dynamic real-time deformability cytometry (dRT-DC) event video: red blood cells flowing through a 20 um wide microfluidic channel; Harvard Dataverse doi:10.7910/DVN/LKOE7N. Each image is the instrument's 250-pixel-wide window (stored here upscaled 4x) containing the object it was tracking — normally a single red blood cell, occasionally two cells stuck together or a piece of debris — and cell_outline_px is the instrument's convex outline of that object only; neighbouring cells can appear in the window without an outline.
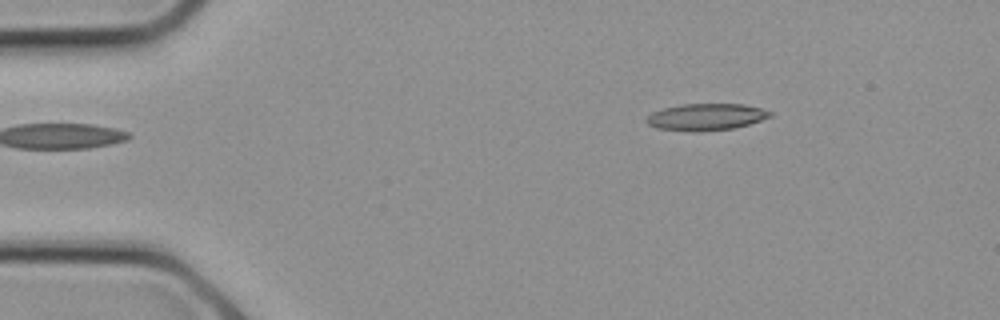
{"species": "common noctule bat (a hibernating species)", "species_latin": "Nyctalus noctula", "temperature_condition": "cold", "stored_images_in_passage": 2, "camera_frame_rate_fps": 3000, "um_per_image_px": 0.085, "animal": {"sex": "female", "body_mass_g": 21.9}, "frame": {"image": 1, "passage_image": 2, "time_ms": 0.333, "image_size_px": [1000, 320], "cell_outline_px": [[772, 116], [748, 124], [732, 128], [700, 132], [692, 132], [656, 128], [648, 124], [644, 120], [652, 112], [664, 108], [684, 104], [744, 104], [760, 108], [772, 112]], "centroid_in_image_um": [59.99, 9.95], "position_along_channel_um": 25.0, "area_um2": 19.25}}